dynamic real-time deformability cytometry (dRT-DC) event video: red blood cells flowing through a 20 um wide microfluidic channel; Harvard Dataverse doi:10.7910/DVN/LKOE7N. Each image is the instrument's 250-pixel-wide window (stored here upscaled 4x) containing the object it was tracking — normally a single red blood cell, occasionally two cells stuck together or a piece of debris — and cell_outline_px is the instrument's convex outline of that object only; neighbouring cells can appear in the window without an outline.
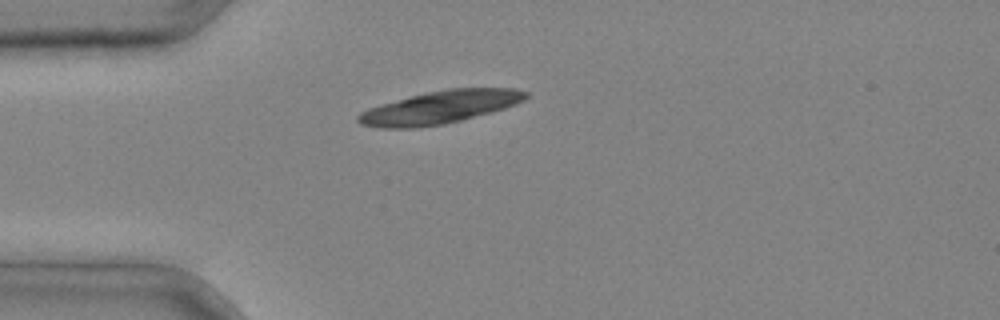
{"species": "common noctule bat (a hibernating species)", "species_latin": "Nyctalus noctula", "temperature_condition": "cold", "stored_images_in_passage": 3, "camera_frame_rate_fps": 3000, "um_per_image_px": 0.085, "animal": {"sex": "male", "body_mass_g": 20.4}, "frame": {"image": 1, "passage_image": 3, "time_ms": 0.667, "image_size_px": [1000, 320], "cell_outline_px": [[528, 96], [524, 100], [516, 104], [492, 112], [444, 124], [416, 128], [380, 128], [360, 124], [356, 120], [356, 116], [360, 112], [368, 108], [412, 96], [428, 92], [448, 88], [516, 88], [528, 92]], "centroid_in_image_um": [37.4, 9.12], "position_along_channel_um": 47.6, "area_um2": 31.91}}